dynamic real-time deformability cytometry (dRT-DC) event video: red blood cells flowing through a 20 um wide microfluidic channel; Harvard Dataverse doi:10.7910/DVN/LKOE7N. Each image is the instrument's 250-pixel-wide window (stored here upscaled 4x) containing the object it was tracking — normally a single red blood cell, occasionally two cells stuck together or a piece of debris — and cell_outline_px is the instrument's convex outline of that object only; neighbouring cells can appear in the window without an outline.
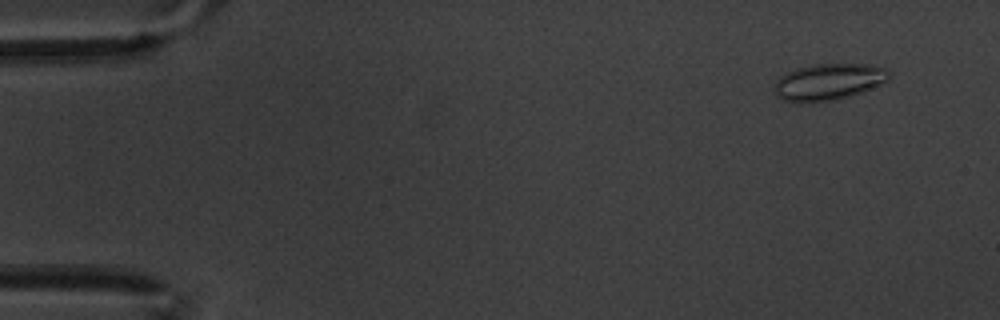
{"species": "common noctule bat (a hibernating species)", "species_latin": "Nyctalus noctula", "temperature_condition": "warm", "stored_images_in_passage": 5, "segment_of_instrument_passage": [1, 2], "camera_frame_rate_fps": 3000, "um_per_image_px": 0.085, "animal": {"sex": "male", "body_mass_g": 20.1, "forearm_length_mm": 53.5}, "frame": {"image": 1, "passage_image": 1, "time_ms": 0.0, "image_size_px": [1000, 320], "cell_outline_px": [[892, 76], [888, 80], [864, 92], [836, 100], [784, 100], [776, 96], [772, 88], [776, 80], [780, 76], [796, 68], [812, 64], [868, 64], [888, 68], [892, 72]], "centroid_in_image_um": [70.49, 6.92], "position_along_channel_um": 14.5, "area_um2": 24.39}}